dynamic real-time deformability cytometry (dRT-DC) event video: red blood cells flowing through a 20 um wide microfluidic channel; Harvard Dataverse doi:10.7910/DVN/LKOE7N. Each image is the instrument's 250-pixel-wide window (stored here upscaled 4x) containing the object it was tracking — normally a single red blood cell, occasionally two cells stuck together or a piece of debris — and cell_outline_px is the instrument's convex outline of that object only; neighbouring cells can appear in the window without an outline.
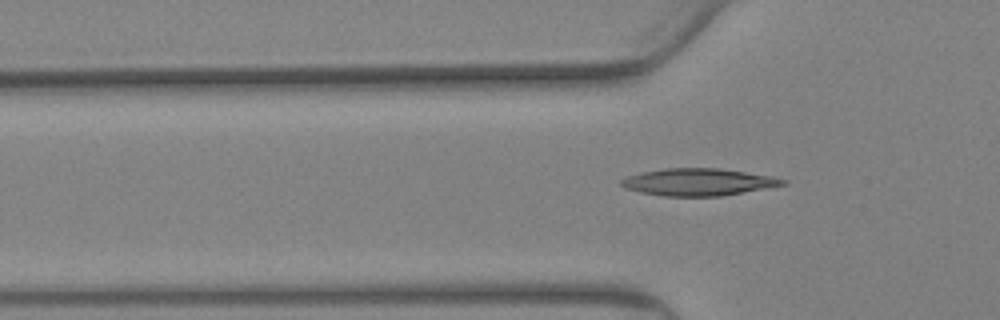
{"species": "Egyptian fruit bat (a non-hibernating species)", "species_latin": "Rousettus aegyptiacus", "temperature_condition": "warm", "stored_images_in_passage": 71, "camera_frame_rate_fps": 3000, "um_per_image_px": 0.085, "animal": {"sex": "female"}, "frame": {"image": 1, "passage_image": 23, "time_ms": 7.333, "image_size_px": [1000, 320], "cell_outline_px": [[788, 184], [724, 196], [660, 196], [640, 192], [624, 188], [620, 184], [620, 180], [628, 176], [640, 172], [664, 168], [720, 168], [772, 176], [788, 180]], "centroid_in_image_um": [59.36, 15.47], "position_along_channel_um": 66.4, "area_um2": 25.84}}
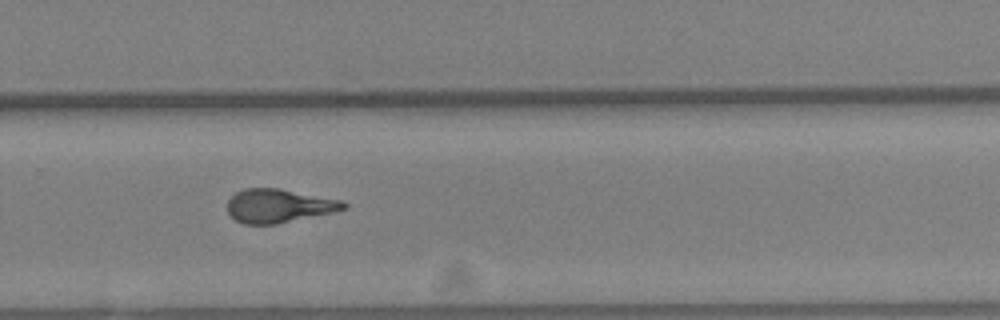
{"frame": {"image": 2, "passage_image": 48, "time_ms": 15.667, "image_size_px": [1000, 320], "cell_outline_px": [[348, 208], [332, 212], [276, 224], [244, 224], [236, 220], [228, 212], [228, 200], [236, 192], [244, 188], [280, 188], [340, 200], [348, 204]], "centroid_in_image_um": [23.69, 17.49], "position_along_channel_um": 306.1, "area_um2": 22.6}}
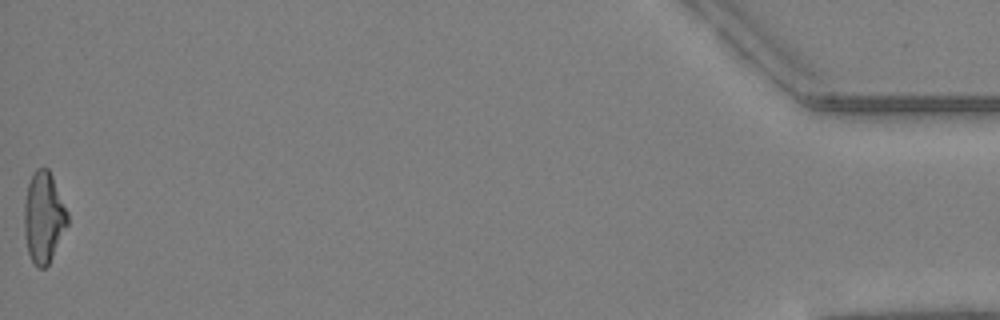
{"frame": {"image": 3, "passage_image": 71, "time_ms": 23.333, "image_size_px": [1000, 320], "cell_outline_px": [[68, 224], [48, 264], [44, 268], [36, 268], [28, 252], [24, 232], [24, 204], [28, 184], [36, 168], [48, 168], [52, 176], [68, 212]], "centroid_in_image_um": [3.7, 18.48], "position_along_channel_um": 431.5, "area_um2": 22.72}, "authors_computed_cell_mechanics": {"area_um2": 23.1778, "velocity_mm_per_s": 2.8884, "shape_relaxation_time_tau1_ms": 6.9225, "shape_relaxation_time_tau2_ms": 2.227, "deformation_change_tau1": 0.2237, "deformation_change_tau2": 0.0991}}